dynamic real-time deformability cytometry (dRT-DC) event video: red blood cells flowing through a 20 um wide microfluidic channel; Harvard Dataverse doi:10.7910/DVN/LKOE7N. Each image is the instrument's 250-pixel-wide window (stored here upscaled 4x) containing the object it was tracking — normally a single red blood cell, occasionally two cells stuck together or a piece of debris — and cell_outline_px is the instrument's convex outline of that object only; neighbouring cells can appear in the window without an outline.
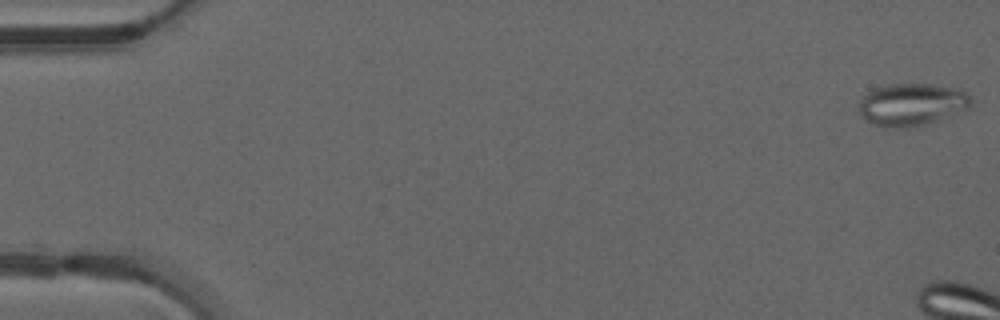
{"species": "common noctule bat (a hibernating species)", "species_latin": "Nyctalus noctula", "temperature_condition": "warm", "stored_images_in_passage": 6, "camera_frame_rate_fps": 3000, "um_per_image_px": 0.085, "animal": {"sex": "male", "forearm_length_mm": 52.5}, "frame": {"image": 1, "passage_image": 1, "time_ms": 0.0, "image_size_px": [1000, 320], "cell_outline_px": [[972, 100], [968, 108], [936, 120], [924, 124], [908, 128], [884, 128], [872, 124], [860, 116], [860, 100], [868, 92], [876, 88], [892, 84], [932, 84], [956, 88], [964, 92]], "centroid_in_image_um": [77.46, 8.89], "position_along_channel_um": 7.5, "area_um2": 27.4}}